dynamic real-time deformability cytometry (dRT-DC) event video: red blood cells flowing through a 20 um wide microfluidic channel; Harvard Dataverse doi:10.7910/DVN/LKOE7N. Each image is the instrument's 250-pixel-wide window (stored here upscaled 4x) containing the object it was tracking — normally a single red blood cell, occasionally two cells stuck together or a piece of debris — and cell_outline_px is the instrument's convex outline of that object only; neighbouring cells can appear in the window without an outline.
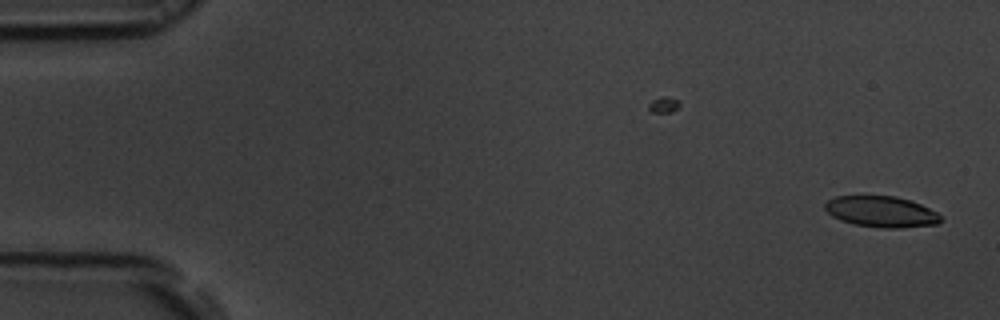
{"species": "common noctule bat (a hibernating species)", "species_latin": "Nyctalus noctula", "temperature_condition": "room temperature", "stored_images_in_passage": 53, "camera_frame_rate_fps": 3000, "um_per_image_px": 0.085, "animal": {"sex": "male", "body_mass_g": 19.5, "forearm_length_mm": 54.6}, "frame": {"image": 1, "passage_image": 1, "time_ms": 0.0, "image_size_px": [1000, 320], "cell_outline_px": [[940, 220], [936, 224], [900, 228], [884, 228], [852, 224], [840, 220], [832, 216], [824, 208], [824, 204], [828, 200], [836, 196], [896, 196], [920, 204], [936, 212], [940, 216]], "centroid_in_image_um": [74.86, 17.99], "position_along_channel_um": 10.1, "area_um2": 20.75}}
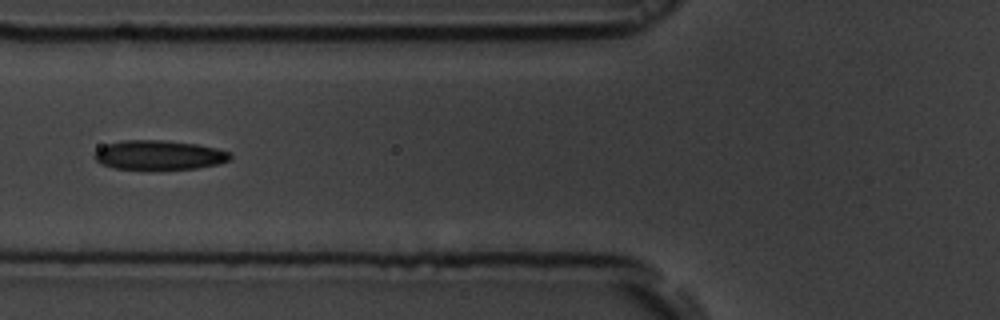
{"frame": {"image": 2, "passage_image": 20, "time_ms": 6.333, "image_size_px": [1000, 320], "cell_outline_px": [[232, 160], [216, 164], [196, 168], [160, 172], [152, 172], [112, 168], [100, 164], [92, 156], [100, 148], [108, 144], [124, 140], [164, 140], [196, 144], [216, 148], [228, 152], [232, 156]], "centroid_in_image_um": [13.49, 13.23], "position_along_channel_um": 112.3, "area_um2": 24.16}}
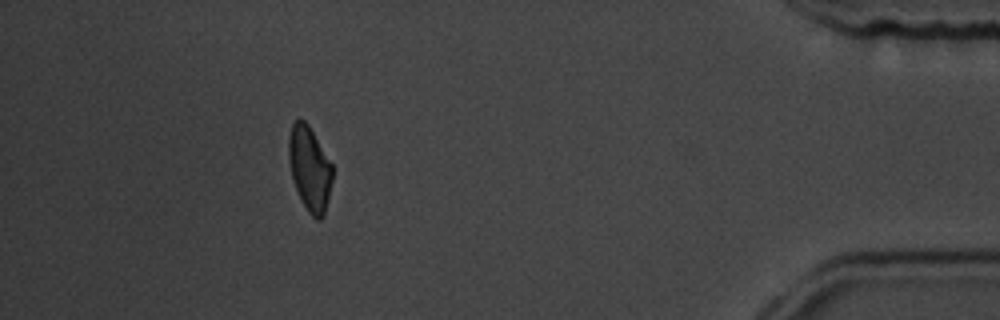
{"frame": {"image": 3, "passage_image": 48, "time_ms": 15.667, "image_size_px": [1000, 320], "cell_outline_px": [[332, 180], [324, 216], [320, 220], [316, 220], [308, 212], [296, 188], [292, 176], [288, 160], [288, 136], [292, 124], [296, 120], [304, 120], [308, 124], [332, 164]], "centroid_in_image_um": [26.31, 14.32], "position_along_channel_um": 408.9, "area_um2": 21.33}, "authors_computed_cell_mechanics": {"area_um2": 22.4264, "velocity_mm_per_s": 3.7632, "shape_relaxation_time_tau1_ms": 4.0491, "shape_relaxation_time_tau2_ms": 3.7709, "deformation_change_tau1": 0.1397, "deformation_change_tau2": 0.115}}